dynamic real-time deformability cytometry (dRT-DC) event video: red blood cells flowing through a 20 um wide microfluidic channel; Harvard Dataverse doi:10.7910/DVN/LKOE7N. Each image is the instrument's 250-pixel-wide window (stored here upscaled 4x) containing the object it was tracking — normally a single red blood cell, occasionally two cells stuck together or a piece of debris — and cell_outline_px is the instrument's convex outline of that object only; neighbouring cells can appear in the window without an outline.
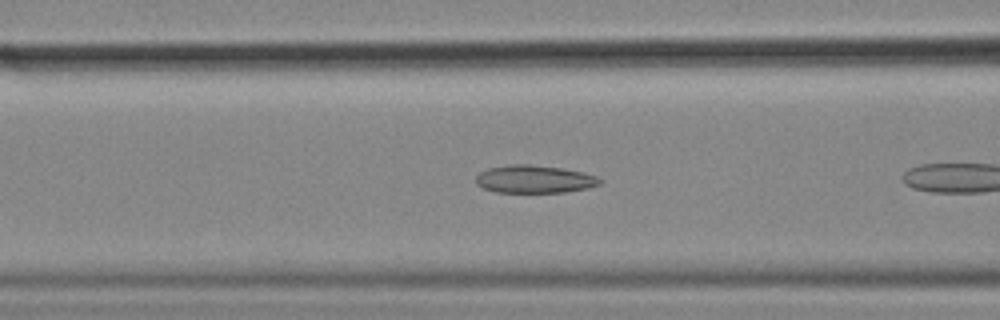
{"species": "common noctule bat (a hibernating species)", "species_latin": "Nyctalus noctula", "temperature_condition": "cold", "stored_images_in_passage": 8, "camera_frame_rate_fps": 3000, "um_per_image_px": 0.085, "animal": {"sex": "female", "body_mass_g": 18.4}, "frame": {"image": 1, "passage_image": 7, "time_ms": 2.0, "image_size_px": [1000, 320], "cell_outline_px": [[600, 184], [588, 188], [564, 192], [496, 192], [484, 188], [476, 184], [476, 176], [480, 172], [488, 168], [512, 164], [528, 164], [560, 168], [580, 172], [596, 176], [600, 180]], "centroid_in_image_um": [45.38, 15.23], "position_along_channel_um": 121.2, "area_um2": 19.83}}